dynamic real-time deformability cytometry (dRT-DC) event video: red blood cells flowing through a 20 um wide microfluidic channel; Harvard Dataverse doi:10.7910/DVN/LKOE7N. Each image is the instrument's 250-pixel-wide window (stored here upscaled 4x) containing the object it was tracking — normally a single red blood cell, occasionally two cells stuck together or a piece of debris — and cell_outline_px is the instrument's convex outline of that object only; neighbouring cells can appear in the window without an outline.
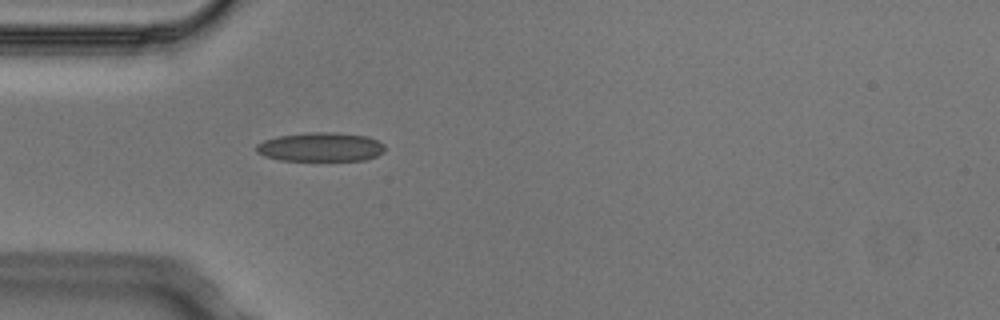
{"species": "Egyptian fruit bat (a non-hibernating species)", "species_latin": "Rousettus aegyptiacus", "temperature_condition": "cold", "stored_images_in_passage": 2, "camera_frame_rate_fps": 3000, "um_per_image_px": 0.085, "animal": {"sex": "male"}, "frame": {"image": 1, "passage_image": 2, "time_ms": 0.333, "image_size_px": [1000, 320], "cell_outline_px": [[384, 152], [376, 156], [364, 160], [280, 160], [264, 156], [256, 152], [256, 144], [264, 140], [276, 136], [308, 132], [332, 132], [368, 136], [384, 144]], "centroid_in_image_um": [27.23, 12.49], "position_along_channel_um": 57.8, "area_um2": 21.79}}